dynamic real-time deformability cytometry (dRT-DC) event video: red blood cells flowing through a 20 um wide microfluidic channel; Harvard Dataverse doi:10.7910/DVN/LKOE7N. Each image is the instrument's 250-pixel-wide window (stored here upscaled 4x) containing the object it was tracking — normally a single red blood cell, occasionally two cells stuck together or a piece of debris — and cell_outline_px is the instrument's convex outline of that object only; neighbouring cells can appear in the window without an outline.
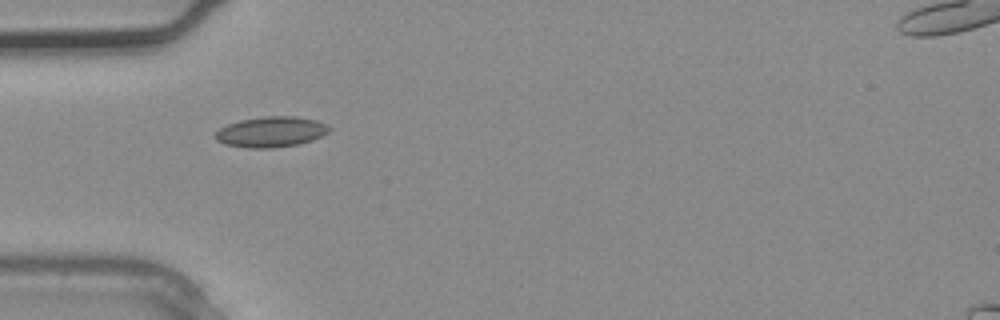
{"species": "common noctule bat (a hibernating species)", "species_latin": "Nyctalus noctula", "temperature_condition": "warm", "stored_images_in_passage": 3, "camera_frame_rate_fps": 3000, "um_per_image_px": 0.085, "animal": {"sex": "male", "body_mass_g": 20.4}, "frame": {"image": 1, "passage_image": 3, "time_ms": 0.667, "image_size_px": [1000, 320], "cell_outline_px": [[332, 128], [328, 132], [312, 140], [296, 144], [272, 148], [248, 148], [224, 144], [216, 140], [216, 132], [220, 128], [228, 124], [240, 120], [264, 116], [296, 116], [316, 120], [328, 124]], "centroid_in_image_um": [23.05, 11.2], "position_along_channel_um": 61.9, "area_um2": 20.23}}